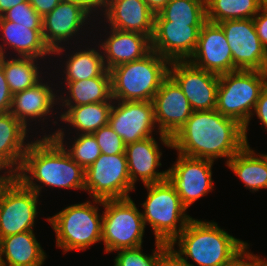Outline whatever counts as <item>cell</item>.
Returning <instances> with one entry per match:
<instances>
[{"mask_svg": "<svg viewBox=\"0 0 267 266\" xmlns=\"http://www.w3.org/2000/svg\"><path fill=\"white\" fill-rule=\"evenodd\" d=\"M158 266H191L169 246L161 255Z\"/></svg>", "mask_w": 267, "mask_h": 266, "instance_id": "obj_42", "label": "cell"}, {"mask_svg": "<svg viewBox=\"0 0 267 266\" xmlns=\"http://www.w3.org/2000/svg\"><path fill=\"white\" fill-rule=\"evenodd\" d=\"M101 153L107 155L125 154L123 139L107 124L93 133Z\"/></svg>", "mask_w": 267, "mask_h": 266, "instance_id": "obj_36", "label": "cell"}, {"mask_svg": "<svg viewBox=\"0 0 267 266\" xmlns=\"http://www.w3.org/2000/svg\"><path fill=\"white\" fill-rule=\"evenodd\" d=\"M128 173L126 154L101 155L85 170V191L91 199L130 198L135 191Z\"/></svg>", "mask_w": 267, "mask_h": 266, "instance_id": "obj_10", "label": "cell"}, {"mask_svg": "<svg viewBox=\"0 0 267 266\" xmlns=\"http://www.w3.org/2000/svg\"><path fill=\"white\" fill-rule=\"evenodd\" d=\"M208 22L254 18L259 10V0H205Z\"/></svg>", "mask_w": 267, "mask_h": 266, "instance_id": "obj_32", "label": "cell"}, {"mask_svg": "<svg viewBox=\"0 0 267 266\" xmlns=\"http://www.w3.org/2000/svg\"><path fill=\"white\" fill-rule=\"evenodd\" d=\"M218 25L223 29L231 49L234 71L267 72V50L256 33L253 18L227 20Z\"/></svg>", "mask_w": 267, "mask_h": 266, "instance_id": "obj_14", "label": "cell"}, {"mask_svg": "<svg viewBox=\"0 0 267 266\" xmlns=\"http://www.w3.org/2000/svg\"><path fill=\"white\" fill-rule=\"evenodd\" d=\"M70 1L83 7L86 11H88L95 18V20H97L98 18H101L103 9L107 2V0H70Z\"/></svg>", "mask_w": 267, "mask_h": 266, "instance_id": "obj_41", "label": "cell"}, {"mask_svg": "<svg viewBox=\"0 0 267 266\" xmlns=\"http://www.w3.org/2000/svg\"><path fill=\"white\" fill-rule=\"evenodd\" d=\"M113 102L114 100L111 98L108 102L59 106L61 109L59 110L60 122L66 123V127H71L68 135L70 133L93 134L108 124Z\"/></svg>", "mask_w": 267, "mask_h": 266, "instance_id": "obj_28", "label": "cell"}, {"mask_svg": "<svg viewBox=\"0 0 267 266\" xmlns=\"http://www.w3.org/2000/svg\"><path fill=\"white\" fill-rule=\"evenodd\" d=\"M36 12L43 18L56 8L61 0H28Z\"/></svg>", "mask_w": 267, "mask_h": 266, "instance_id": "obj_43", "label": "cell"}, {"mask_svg": "<svg viewBox=\"0 0 267 266\" xmlns=\"http://www.w3.org/2000/svg\"><path fill=\"white\" fill-rule=\"evenodd\" d=\"M102 242L108 254L143 246L145 225L132 198L103 200Z\"/></svg>", "mask_w": 267, "mask_h": 266, "instance_id": "obj_8", "label": "cell"}, {"mask_svg": "<svg viewBox=\"0 0 267 266\" xmlns=\"http://www.w3.org/2000/svg\"><path fill=\"white\" fill-rule=\"evenodd\" d=\"M155 121L161 134L173 137L193 110L178 84L168 76L153 98Z\"/></svg>", "mask_w": 267, "mask_h": 266, "instance_id": "obj_20", "label": "cell"}, {"mask_svg": "<svg viewBox=\"0 0 267 266\" xmlns=\"http://www.w3.org/2000/svg\"><path fill=\"white\" fill-rule=\"evenodd\" d=\"M154 136L126 145L128 173L131 184L135 187L138 180L143 185L166 180L167 171H159L162 149ZM158 169V170H157Z\"/></svg>", "mask_w": 267, "mask_h": 266, "instance_id": "obj_24", "label": "cell"}, {"mask_svg": "<svg viewBox=\"0 0 267 266\" xmlns=\"http://www.w3.org/2000/svg\"><path fill=\"white\" fill-rule=\"evenodd\" d=\"M214 162L177 153L176 161L166 169V179L187 209L214 190L212 179Z\"/></svg>", "mask_w": 267, "mask_h": 266, "instance_id": "obj_13", "label": "cell"}, {"mask_svg": "<svg viewBox=\"0 0 267 266\" xmlns=\"http://www.w3.org/2000/svg\"><path fill=\"white\" fill-rule=\"evenodd\" d=\"M244 127L216 109L193 111L187 122L171 138L177 153L226 163L246 145Z\"/></svg>", "mask_w": 267, "mask_h": 266, "instance_id": "obj_1", "label": "cell"}, {"mask_svg": "<svg viewBox=\"0 0 267 266\" xmlns=\"http://www.w3.org/2000/svg\"><path fill=\"white\" fill-rule=\"evenodd\" d=\"M13 94L10 92L3 67L0 64V113L10 112Z\"/></svg>", "mask_w": 267, "mask_h": 266, "instance_id": "obj_37", "label": "cell"}, {"mask_svg": "<svg viewBox=\"0 0 267 266\" xmlns=\"http://www.w3.org/2000/svg\"><path fill=\"white\" fill-rule=\"evenodd\" d=\"M253 116H256L258 120H260L261 125L264 126L267 131V83L260 94L251 119Z\"/></svg>", "mask_w": 267, "mask_h": 266, "instance_id": "obj_39", "label": "cell"}, {"mask_svg": "<svg viewBox=\"0 0 267 266\" xmlns=\"http://www.w3.org/2000/svg\"><path fill=\"white\" fill-rule=\"evenodd\" d=\"M27 0H0V16L4 15L9 9Z\"/></svg>", "mask_w": 267, "mask_h": 266, "instance_id": "obj_45", "label": "cell"}, {"mask_svg": "<svg viewBox=\"0 0 267 266\" xmlns=\"http://www.w3.org/2000/svg\"><path fill=\"white\" fill-rule=\"evenodd\" d=\"M154 16L144 0H107L102 18L95 22L121 31L138 32L151 39Z\"/></svg>", "mask_w": 267, "mask_h": 266, "instance_id": "obj_22", "label": "cell"}, {"mask_svg": "<svg viewBox=\"0 0 267 266\" xmlns=\"http://www.w3.org/2000/svg\"><path fill=\"white\" fill-rule=\"evenodd\" d=\"M188 61L197 68L217 75L234 72L232 52L218 24L207 21L202 26L196 50Z\"/></svg>", "mask_w": 267, "mask_h": 266, "instance_id": "obj_19", "label": "cell"}, {"mask_svg": "<svg viewBox=\"0 0 267 266\" xmlns=\"http://www.w3.org/2000/svg\"><path fill=\"white\" fill-rule=\"evenodd\" d=\"M148 5V8L155 14L160 13V11L166 6L171 0H144Z\"/></svg>", "mask_w": 267, "mask_h": 266, "instance_id": "obj_44", "label": "cell"}, {"mask_svg": "<svg viewBox=\"0 0 267 266\" xmlns=\"http://www.w3.org/2000/svg\"><path fill=\"white\" fill-rule=\"evenodd\" d=\"M170 61L151 50L141 59L110 69L111 95L119 101H153L169 76Z\"/></svg>", "mask_w": 267, "mask_h": 266, "instance_id": "obj_4", "label": "cell"}, {"mask_svg": "<svg viewBox=\"0 0 267 266\" xmlns=\"http://www.w3.org/2000/svg\"><path fill=\"white\" fill-rule=\"evenodd\" d=\"M6 20L19 25H31V29H42L43 18L27 0L9 9L4 15Z\"/></svg>", "mask_w": 267, "mask_h": 266, "instance_id": "obj_35", "label": "cell"}, {"mask_svg": "<svg viewBox=\"0 0 267 266\" xmlns=\"http://www.w3.org/2000/svg\"><path fill=\"white\" fill-rule=\"evenodd\" d=\"M0 33V56H8L10 50L15 57L43 59L46 63L48 58L50 62L53 52L44 42L42 29H31V25H19L0 16Z\"/></svg>", "mask_w": 267, "mask_h": 266, "instance_id": "obj_23", "label": "cell"}, {"mask_svg": "<svg viewBox=\"0 0 267 266\" xmlns=\"http://www.w3.org/2000/svg\"><path fill=\"white\" fill-rule=\"evenodd\" d=\"M58 83H60L61 88ZM58 83L56 84L59 87L57 90L60 92L58 94V106H79L90 103L108 102L112 98L109 70H106L99 77L75 82L59 81Z\"/></svg>", "mask_w": 267, "mask_h": 266, "instance_id": "obj_27", "label": "cell"}, {"mask_svg": "<svg viewBox=\"0 0 267 266\" xmlns=\"http://www.w3.org/2000/svg\"><path fill=\"white\" fill-rule=\"evenodd\" d=\"M201 28L189 23H170L155 14L151 49L170 62L187 61L196 50Z\"/></svg>", "mask_w": 267, "mask_h": 266, "instance_id": "obj_17", "label": "cell"}, {"mask_svg": "<svg viewBox=\"0 0 267 266\" xmlns=\"http://www.w3.org/2000/svg\"><path fill=\"white\" fill-rule=\"evenodd\" d=\"M28 133L32 132L10 112L0 113V166L14 176L19 171L31 143L32 136Z\"/></svg>", "mask_w": 267, "mask_h": 266, "instance_id": "obj_25", "label": "cell"}, {"mask_svg": "<svg viewBox=\"0 0 267 266\" xmlns=\"http://www.w3.org/2000/svg\"><path fill=\"white\" fill-rule=\"evenodd\" d=\"M168 247V243L155 240L151 255L143 253V246L117 250L113 266H158L162 253Z\"/></svg>", "mask_w": 267, "mask_h": 266, "instance_id": "obj_34", "label": "cell"}, {"mask_svg": "<svg viewBox=\"0 0 267 266\" xmlns=\"http://www.w3.org/2000/svg\"><path fill=\"white\" fill-rule=\"evenodd\" d=\"M91 39H92L90 40L91 44H90V41L89 42L87 41L83 43L85 45H82V43L79 45L77 44V46L75 45V47H78L75 49L73 48L74 46L71 47V45H69V46L58 48L55 51H53L52 55H54V57H60L62 61L64 59V61L62 62L64 66L61 64L62 72L60 71L58 67L57 69L59 72L58 71L56 72L59 74V75L56 74V76L61 75V77H57V78H60L59 79L60 81L62 80L63 82H75V81L86 80V79H90L94 77H99L107 70L105 63H104L101 47L96 42L97 39L96 38L94 39L93 37ZM86 43L88 45H86ZM71 49H74V51ZM61 56L62 57L65 56L66 59L62 58Z\"/></svg>", "mask_w": 267, "mask_h": 266, "instance_id": "obj_21", "label": "cell"}, {"mask_svg": "<svg viewBox=\"0 0 267 266\" xmlns=\"http://www.w3.org/2000/svg\"><path fill=\"white\" fill-rule=\"evenodd\" d=\"M169 76L187 97L193 111L216 109L219 75L197 68L187 61H171Z\"/></svg>", "mask_w": 267, "mask_h": 266, "instance_id": "obj_16", "label": "cell"}, {"mask_svg": "<svg viewBox=\"0 0 267 266\" xmlns=\"http://www.w3.org/2000/svg\"><path fill=\"white\" fill-rule=\"evenodd\" d=\"M228 266H267V259L249 251V247Z\"/></svg>", "mask_w": 267, "mask_h": 266, "instance_id": "obj_38", "label": "cell"}, {"mask_svg": "<svg viewBox=\"0 0 267 266\" xmlns=\"http://www.w3.org/2000/svg\"><path fill=\"white\" fill-rule=\"evenodd\" d=\"M31 139L15 175L24 186L39 196L46 186L85 191V170L53 136L35 135V140Z\"/></svg>", "mask_w": 267, "mask_h": 266, "instance_id": "obj_2", "label": "cell"}, {"mask_svg": "<svg viewBox=\"0 0 267 266\" xmlns=\"http://www.w3.org/2000/svg\"><path fill=\"white\" fill-rule=\"evenodd\" d=\"M94 26L96 32H93V38H100L97 43L101 47L107 70L123 63L141 59L152 50L151 39L147 35L138 32L121 31L107 27L106 25H100V27L96 26L95 23ZM102 27L105 29L103 30ZM97 31L98 33L100 31V37L95 35ZM101 32L104 33V35L101 34Z\"/></svg>", "mask_w": 267, "mask_h": 266, "instance_id": "obj_18", "label": "cell"}, {"mask_svg": "<svg viewBox=\"0 0 267 266\" xmlns=\"http://www.w3.org/2000/svg\"><path fill=\"white\" fill-rule=\"evenodd\" d=\"M267 83V72L237 70L219 75L216 110L244 127L246 143L251 115Z\"/></svg>", "mask_w": 267, "mask_h": 266, "instance_id": "obj_6", "label": "cell"}, {"mask_svg": "<svg viewBox=\"0 0 267 266\" xmlns=\"http://www.w3.org/2000/svg\"><path fill=\"white\" fill-rule=\"evenodd\" d=\"M144 187L147 189L146 199L141 203L144 225L151 226L155 240L170 244L193 217L187 214L167 179Z\"/></svg>", "mask_w": 267, "mask_h": 266, "instance_id": "obj_7", "label": "cell"}, {"mask_svg": "<svg viewBox=\"0 0 267 266\" xmlns=\"http://www.w3.org/2000/svg\"><path fill=\"white\" fill-rule=\"evenodd\" d=\"M108 125L126 145L155 136L152 132H156L160 143L171 148V137L161 134L156 125L153 101L114 100Z\"/></svg>", "mask_w": 267, "mask_h": 266, "instance_id": "obj_11", "label": "cell"}, {"mask_svg": "<svg viewBox=\"0 0 267 266\" xmlns=\"http://www.w3.org/2000/svg\"><path fill=\"white\" fill-rule=\"evenodd\" d=\"M39 199V195L24 186L15 176L10 180L0 194V239L34 231Z\"/></svg>", "mask_w": 267, "mask_h": 266, "instance_id": "obj_12", "label": "cell"}, {"mask_svg": "<svg viewBox=\"0 0 267 266\" xmlns=\"http://www.w3.org/2000/svg\"><path fill=\"white\" fill-rule=\"evenodd\" d=\"M0 171H1L0 172V194H1L3 188L10 182V180L14 177V175L1 166H0Z\"/></svg>", "mask_w": 267, "mask_h": 266, "instance_id": "obj_46", "label": "cell"}, {"mask_svg": "<svg viewBox=\"0 0 267 266\" xmlns=\"http://www.w3.org/2000/svg\"><path fill=\"white\" fill-rule=\"evenodd\" d=\"M10 56L9 58L8 56H0V64L12 94L34 86L44 77V75L42 76L44 73L53 78L51 72H42V65H45V60L32 57H13L12 54Z\"/></svg>", "mask_w": 267, "mask_h": 266, "instance_id": "obj_30", "label": "cell"}, {"mask_svg": "<svg viewBox=\"0 0 267 266\" xmlns=\"http://www.w3.org/2000/svg\"><path fill=\"white\" fill-rule=\"evenodd\" d=\"M59 126L60 125L58 124V127L56 130L54 129V132L47 130L49 131L48 134L47 132H40V129H38L39 131H37L36 135L39 132L40 135L37 136H53L62 145L70 157L86 170L101 155V150L97 144L96 138L93 134H76L75 136L72 135L70 138L68 135L67 138V135H65L67 128L65 126ZM65 138L70 140L69 143Z\"/></svg>", "mask_w": 267, "mask_h": 266, "instance_id": "obj_31", "label": "cell"}, {"mask_svg": "<svg viewBox=\"0 0 267 266\" xmlns=\"http://www.w3.org/2000/svg\"><path fill=\"white\" fill-rule=\"evenodd\" d=\"M159 14L170 23L203 26L207 22L205 0H171Z\"/></svg>", "mask_w": 267, "mask_h": 266, "instance_id": "obj_33", "label": "cell"}, {"mask_svg": "<svg viewBox=\"0 0 267 266\" xmlns=\"http://www.w3.org/2000/svg\"><path fill=\"white\" fill-rule=\"evenodd\" d=\"M99 205L103 200L92 199L83 203L70 204L52 217L46 218L56 233V247L63 253L85 251L102 242V218Z\"/></svg>", "mask_w": 267, "mask_h": 266, "instance_id": "obj_5", "label": "cell"}, {"mask_svg": "<svg viewBox=\"0 0 267 266\" xmlns=\"http://www.w3.org/2000/svg\"><path fill=\"white\" fill-rule=\"evenodd\" d=\"M46 258L34 231L0 239V266H43Z\"/></svg>", "mask_w": 267, "mask_h": 266, "instance_id": "obj_26", "label": "cell"}, {"mask_svg": "<svg viewBox=\"0 0 267 266\" xmlns=\"http://www.w3.org/2000/svg\"><path fill=\"white\" fill-rule=\"evenodd\" d=\"M256 33L267 50V10L260 9L258 14L253 18Z\"/></svg>", "mask_w": 267, "mask_h": 266, "instance_id": "obj_40", "label": "cell"}, {"mask_svg": "<svg viewBox=\"0 0 267 266\" xmlns=\"http://www.w3.org/2000/svg\"><path fill=\"white\" fill-rule=\"evenodd\" d=\"M224 229L214 220L192 218L169 246L191 266H228L250 246Z\"/></svg>", "mask_w": 267, "mask_h": 266, "instance_id": "obj_3", "label": "cell"}, {"mask_svg": "<svg viewBox=\"0 0 267 266\" xmlns=\"http://www.w3.org/2000/svg\"><path fill=\"white\" fill-rule=\"evenodd\" d=\"M259 7L262 10H267V0H259Z\"/></svg>", "mask_w": 267, "mask_h": 266, "instance_id": "obj_47", "label": "cell"}, {"mask_svg": "<svg viewBox=\"0 0 267 266\" xmlns=\"http://www.w3.org/2000/svg\"><path fill=\"white\" fill-rule=\"evenodd\" d=\"M94 23L95 18L83 7L70 0H61L54 10L43 17L44 42L52 52L70 44L72 46V43L74 46L78 43H85V41L91 40ZM87 35L90 37L89 39H85ZM75 40L76 42H74Z\"/></svg>", "mask_w": 267, "mask_h": 266, "instance_id": "obj_9", "label": "cell"}, {"mask_svg": "<svg viewBox=\"0 0 267 266\" xmlns=\"http://www.w3.org/2000/svg\"><path fill=\"white\" fill-rule=\"evenodd\" d=\"M225 165L250 192L267 189V153L260 154L246 144Z\"/></svg>", "mask_w": 267, "mask_h": 266, "instance_id": "obj_29", "label": "cell"}, {"mask_svg": "<svg viewBox=\"0 0 267 266\" xmlns=\"http://www.w3.org/2000/svg\"><path fill=\"white\" fill-rule=\"evenodd\" d=\"M44 78L46 77H43L34 86L25 89L24 91L14 93L12 97V106L10 113L16 119H18L28 130H31L32 133L34 130L31 127H33L32 122L34 121V127L35 124L39 123L40 125V123L42 122L45 123L41 124V127H43V125L47 124L46 119L48 118L50 122L56 117L54 119L55 121H51L56 126L58 124V121L60 122L59 112L57 110L55 112L54 109L56 105H59V91L54 88L55 86H57L55 85L57 83L54 82V84H52L49 81H46ZM55 113L58 114L56 115ZM52 115L54 117H52ZM29 126L31 127L29 128Z\"/></svg>", "mask_w": 267, "mask_h": 266, "instance_id": "obj_15", "label": "cell"}]
</instances>
